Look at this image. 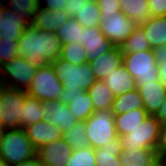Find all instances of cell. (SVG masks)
<instances>
[{
	"label": "cell",
	"instance_id": "37",
	"mask_svg": "<svg viewBox=\"0 0 166 166\" xmlns=\"http://www.w3.org/2000/svg\"><path fill=\"white\" fill-rule=\"evenodd\" d=\"M155 151L158 159L166 164V123L160 126L159 137Z\"/></svg>",
	"mask_w": 166,
	"mask_h": 166
},
{
	"label": "cell",
	"instance_id": "41",
	"mask_svg": "<svg viewBox=\"0 0 166 166\" xmlns=\"http://www.w3.org/2000/svg\"><path fill=\"white\" fill-rule=\"evenodd\" d=\"M92 0H66L67 14L70 18L75 17L77 12L82 9L86 3Z\"/></svg>",
	"mask_w": 166,
	"mask_h": 166
},
{
	"label": "cell",
	"instance_id": "30",
	"mask_svg": "<svg viewBox=\"0 0 166 166\" xmlns=\"http://www.w3.org/2000/svg\"><path fill=\"white\" fill-rule=\"evenodd\" d=\"M120 48L122 54L153 50L141 26L135 28L134 32L123 42Z\"/></svg>",
	"mask_w": 166,
	"mask_h": 166
},
{
	"label": "cell",
	"instance_id": "45",
	"mask_svg": "<svg viewBox=\"0 0 166 166\" xmlns=\"http://www.w3.org/2000/svg\"><path fill=\"white\" fill-rule=\"evenodd\" d=\"M3 131H4V129H0V146H1V140H2Z\"/></svg>",
	"mask_w": 166,
	"mask_h": 166
},
{
	"label": "cell",
	"instance_id": "32",
	"mask_svg": "<svg viewBox=\"0 0 166 166\" xmlns=\"http://www.w3.org/2000/svg\"><path fill=\"white\" fill-rule=\"evenodd\" d=\"M86 133L85 122L78 121L70 130L63 133V137L71 149L75 150L89 146Z\"/></svg>",
	"mask_w": 166,
	"mask_h": 166
},
{
	"label": "cell",
	"instance_id": "25",
	"mask_svg": "<svg viewBox=\"0 0 166 166\" xmlns=\"http://www.w3.org/2000/svg\"><path fill=\"white\" fill-rule=\"evenodd\" d=\"M147 116L148 114L145 109H134L129 112L114 115L117 135L120 137L141 126Z\"/></svg>",
	"mask_w": 166,
	"mask_h": 166
},
{
	"label": "cell",
	"instance_id": "44",
	"mask_svg": "<svg viewBox=\"0 0 166 166\" xmlns=\"http://www.w3.org/2000/svg\"><path fill=\"white\" fill-rule=\"evenodd\" d=\"M152 166H166V164L163 162V161H161V160H158L154 165H152Z\"/></svg>",
	"mask_w": 166,
	"mask_h": 166
},
{
	"label": "cell",
	"instance_id": "9",
	"mask_svg": "<svg viewBox=\"0 0 166 166\" xmlns=\"http://www.w3.org/2000/svg\"><path fill=\"white\" fill-rule=\"evenodd\" d=\"M25 90L0 85V124L2 129L21 128Z\"/></svg>",
	"mask_w": 166,
	"mask_h": 166
},
{
	"label": "cell",
	"instance_id": "4",
	"mask_svg": "<svg viewBox=\"0 0 166 166\" xmlns=\"http://www.w3.org/2000/svg\"><path fill=\"white\" fill-rule=\"evenodd\" d=\"M51 65L63 84V89L87 91L96 81L89 63L74 65L69 61L57 58Z\"/></svg>",
	"mask_w": 166,
	"mask_h": 166
},
{
	"label": "cell",
	"instance_id": "5",
	"mask_svg": "<svg viewBox=\"0 0 166 166\" xmlns=\"http://www.w3.org/2000/svg\"><path fill=\"white\" fill-rule=\"evenodd\" d=\"M63 91V84L54 72L51 63L39 65L27 94L41 102L58 100Z\"/></svg>",
	"mask_w": 166,
	"mask_h": 166
},
{
	"label": "cell",
	"instance_id": "33",
	"mask_svg": "<svg viewBox=\"0 0 166 166\" xmlns=\"http://www.w3.org/2000/svg\"><path fill=\"white\" fill-rule=\"evenodd\" d=\"M86 56V49L81 43L71 42L62 46L59 58L74 65H81L88 63Z\"/></svg>",
	"mask_w": 166,
	"mask_h": 166
},
{
	"label": "cell",
	"instance_id": "22",
	"mask_svg": "<svg viewBox=\"0 0 166 166\" xmlns=\"http://www.w3.org/2000/svg\"><path fill=\"white\" fill-rule=\"evenodd\" d=\"M122 151L119 136L110 140L101 148L95 149L96 166H122L120 161Z\"/></svg>",
	"mask_w": 166,
	"mask_h": 166
},
{
	"label": "cell",
	"instance_id": "40",
	"mask_svg": "<svg viewBox=\"0 0 166 166\" xmlns=\"http://www.w3.org/2000/svg\"><path fill=\"white\" fill-rule=\"evenodd\" d=\"M151 16L166 17V0H148Z\"/></svg>",
	"mask_w": 166,
	"mask_h": 166
},
{
	"label": "cell",
	"instance_id": "13",
	"mask_svg": "<svg viewBox=\"0 0 166 166\" xmlns=\"http://www.w3.org/2000/svg\"><path fill=\"white\" fill-rule=\"evenodd\" d=\"M58 101L67 104L78 121H86L94 113L92 100L85 90L63 89Z\"/></svg>",
	"mask_w": 166,
	"mask_h": 166
},
{
	"label": "cell",
	"instance_id": "21",
	"mask_svg": "<svg viewBox=\"0 0 166 166\" xmlns=\"http://www.w3.org/2000/svg\"><path fill=\"white\" fill-rule=\"evenodd\" d=\"M141 27L152 49L166 45V17L151 16Z\"/></svg>",
	"mask_w": 166,
	"mask_h": 166
},
{
	"label": "cell",
	"instance_id": "31",
	"mask_svg": "<svg viewBox=\"0 0 166 166\" xmlns=\"http://www.w3.org/2000/svg\"><path fill=\"white\" fill-rule=\"evenodd\" d=\"M84 28L99 27L101 13L95 0H92L80 9L74 17Z\"/></svg>",
	"mask_w": 166,
	"mask_h": 166
},
{
	"label": "cell",
	"instance_id": "24",
	"mask_svg": "<svg viewBox=\"0 0 166 166\" xmlns=\"http://www.w3.org/2000/svg\"><path fill=\"white\" fill-rule=\"evenodd\" d=\"M158 160L155 149H123L120 155L122 166H152Z\"/></svg>",
	"mask_w": 166,
	"mask_h": 166
},
{
	"label": "cell",
	"instance_id": "3",
	"mask_svg": "<svg viewBox=\"0 0 166 166\" xmlns=\"http://www.w3.org/2000/svg\"><path fill=\"white\" fill-rule=\"evenodd\" d=\"M37 155V149L27 138L23 128L4 129L0 160L10 166H18Z\"/></svg>",
	"mask_w": 166,
	"mask_h": 166
},
{
	"label": "cell",
	"instance_id": "27",
	"mask_svg": "<svg viewBox=\"0 0 166 166\" xmlns=\"http://www.w3.org/2000/svg\"><path fill=\"white\" fill-rule=\"evenodd\" d=\"M45 120L43 102L27 94L22 106L21 128Z\"/></svg>",
	"mask_w": 166,
	"mask_h": 166
},
{
	"label": "cell",
	"instance_id": "7",
	"mask_svg": "<svg viewBox=\"0 0 166 166\" xmlns=\"http://www.w3.org/2000/svg\"><path fill=\"white\" fill-rule=\"evenodd\" d=\"M37 68L38 65L30 63L26 58L17 56L0 66V85L26 91Z\"/></svg>",
	"mask_w": 166,
	"mask_h": 166
},
{
	"label": "cell",
	"instance_id": "17",
	"mask_svg": "<svg viewBox=\"0 0 166 166\" xmlns=\"http://www.w3.org/2000/svg\"><path fill=\"white\" fill-rule=\"evenodd\" d=\"M96 80H104L111 72L123 64L120 47L114 46L95 60L88 62Z\"/></svg>",
	"mask_w": 166,
	"mask_h": 166
},
{
	"label": "cell",
	"instance_id": "42",
	"mask_svg": "<svg viewBox=\"0 0 166 166\" xmlns=\"http://www.w3.org/2000/svg\"><path fill=\"white\" fill-rule=\"evenodd\" d=\"M154 116L161 125L166 123V98Z\"/></svg>",
	"mask_w": 166,
	"mask_h": 166
},
{
	"label": "cell",
	"instance_id": "26",
	"mask_svg": "<svg viewBox=\"0 0 166 166\" xmlns=\"http://www.w3.org/2000/svg\"><path fill=\"white\" fill-rule=\"evenodd\" d=\"M87 92L92 100L94 111L112 109L115 96L103 80H96Z\"/></svg>",
	"mask_w": 166,
	"mask_h": 166
},
{
	"label": "cell",
	"instance_id": "11",
	"mask_svg": "<svg viewBox=\"0 0 166 166\" xmlns=\"http://www.w3.org/2000/svg\"><path fill=\"white\" fill-rule=\"evenodd\" d=\"M100 31L116 47L134 32L137 25L120 10L110 14H101Z\"/></svg>",
	"mask_w": 166,
	"mask_h": 166
},
{
	"label": "cell",
	"instance_id": "20",
	"mask_svg": "<svg viewBox=\"0 0 166 166\" xmlns=\"http://www.w3.org/2000/svg\"><path fill=\"white\" fill-rule=\"evenodd\" d=\"M114 96H118L137 88L135 79L122 64L111 72L104 80Z\"/></svg>",
	"mask_w": 166,
	"mask_h": 166
},
{
	"label": "cell",
	"instance_id": "8",
	"mask_svg": "<svg viewBox=\"0 0 166 166\" xmlns=\"http://www.w3.org/2000/svg\"><path fill=\"white\" fill-rule=\"evenodd\" d=\"M123 65L136 81V86L159 79L153 50L123 54Z\"/></svg>",
	"mask_w": 166,
	"mask_h": 166
},
{
	"label": "cell",
	"instance_id": "28",
	"mask_svg": "<svg viewBox=\"0 0 166 166\" xmlns=\"http://www.w3.org/2000/svg\"><path fill=\"white\" fill-rule=\"evenodd\" d=\"M134 109H144V102L137 88L115 96L111 109L114 115L129 112Z\"/></svg>",
	"mask_w": 166,
	"mask_h": 166
},
{
	"label": "cell",
	"instance_id": "2",
	"mask_svg": "<svg viewBox=\"0 0 166 166\" xmlns=\"http://www.w3.org/2000/svg\"><path fill=\"white\" fill-rule=\"evenodd\" d=\"M30 24L28 0H0V40L19 41Z\"/></svg>",
	"mask_w": 166,
	"mask_h": 166
},
{
	"label": "cell",
	"instance_id": "23",
	"mask_svg": "<svg viewBox=\"0 0 166 166\" xmlns=\"http://www.w3.org/2000/svg\"><path fill=\"white\" fill-rule=\"evenodd\" d=\"M120 11L137 26L143 25L150 17L148 0H119Z\"/></svg>",
	"mask_w": 166,
	"mask_h": 166
},
{
	"label": "cell",
	"instance_id": "18",
	"mask_svg": "<svg viewBox=\"0 0 166 166\" xmlns=\"http://www.w3.org/2000/svg\"><path fill=\"white\" fill-rule=\"evenodd\" d=\"M148 115H155L166 98V87L160 80L146 82L137 87Z\"/></svg>",
	"mask_w": 166,
	"mask_h": 166
},
{
	"label": "cell",
	"instance_id": "15",
	"mask_svg": "<svg viewBox=\"0 0 166 166\" xmlns=\"http://www.w3.org/2000/svg\"><path fill=\"white\" fill-rule=\"evenodd\" d=\"M45 121L58 127L62 133L70 130L78 120L69 111L68 105L58 100L43 102Z\"/></svg>",
	"mask_w": 166,
	"mask_h": 166
},
{
	"label": "cell",
	"instance_id": "43",
	"mask_svg": "<svg viewBox=\"0 0 166 166\" xmlns=\"http://www.w3.org/2000/svg\"><path fill=\"white\" fill-rule=\"evenodd\" d=\"M18 166H44L39 157L36 155L32 159L26 160Z\"/></svg>",
	"mask_w": 166,
	"mask_h": 166
},
{
	"label": "cell",
	"instance_id": "29",
	"mask_svg": "<svg viewBox=\"0 0 166 166\" xmlns=\"http://www.w3.org/2000/svg\"><path fill=\"white\" fill-rule=\"evenodd\" d=\"M82 32H84V27L74 17H69V19L59 27L56 34L62 46H64L71 42H79L82 44Z\"/></svg>",
	"mask_w": 166,
	"mask_h": 166
},
{
	"label": "cell",
	"instance_id": "6",
	"mask_svg": "<svg viewBox=\"0 0 166 166\" xmlns=\"http://www.w3.org/2000/svg\"><path fill=\"white\" fill-rule=\"evenodd\" d=\"M84 122L88 143L93 149L101 148L118 137L112 110L94 111Z\"/></svg>",
	"mask_w": 166,
	"mask_h": 166
},
{
	"label": "cell",
	"instance_id": "36",
	"mask_svg": "<svg viewBox=\"0 0 166 166\" xmlns=\"http://www.w3.org/2000/svg\"><path fill=\"white\" fill-rule=\"evenodd\" d=\"M161 83L166 87V45L153 49Z\"/></svg>",
	"mask_w": 166,
	"mask_h": 166
},
{
	"label": "cell",
	"instance_id": "16",
	"mask_svg": "<svg viewBox=\"0 0 166 166\" xmlns=\"http://www.w3.org/2000/svg\"><path fill=\"white\" fill-rule=\"evenodd\" d=\"M82 45L86 49L88 62L95 60L114 47L100 31V27L84 28Z\"/></svg>",
	"mask_w": 166,
	"mask_h": 166
},
{
	"label": "cell",
	"instance_id": "10",
	"mask_svg": "<svg viewBox=\"0 0 166 166\" xmlns=\"http://www.w3.org/2000/svg\"><path fill=\"white\" fill-rule=\"evenodd\" d=\"M160 122L154 115H148L141 126H138L128 134L120 136V142L123 149H155L159 131Z\"/></svg>",
	"mask_w": 166,
	"mask_h": 166
},
{
	"label": "cell",
	"instance_id": "12",
	"mask_svg": "<svg viewBox=\"0 0 166 166\" xmlns=\"http://www.w3.org/2000/svg\"><path fill=\"white\" fill-rule=\"evenodd\" d=\"M31 25L39 30L56 33L69 16L65 11H51L45 7H39L33 1H29Z\"/></svg>",
	"mask_w": 166,
	"mask_h": 166
},
{
	"label": "cell",
	"instance_id": "19",
	"mask_svg": "<svg viewBox=\"0 0 166 166\" xmlns=\"http://www.w3.org/2000/svg\"><path fill=\"white\" fill-rule=\"evenodd\" d=\"M24 130L27 138L36 149L63 137V133L58 127L51 125L45 120L31 124L25 127Z\"/></svg>",
	"mask_w": 166,
	"mask_h": 166
},
{
	"label": "cell",
	"instance_id": "46",
	"mask_svg": "<svg viewBox=\"0 0 166 166\" xmlns=\"http://www.w3.org/2000/svg\"><path fill=\"white\" fill-rule=\"evenodd\" d=\"M0 166H10V165L0 160Z\"/></svg>",
	"mask_w": 166,
	"mask_h": 166
},
{
	"label": "cell",
	"instance_id": "1",
	"mask_svg": "<svg viewBox=\"0 0 166 166\" xmlns=\"http://www.w3.org/2000/svg\"><path fill=\"white\" fill-rule=\"evenodd\" d=\"M61 49L62 44L56 33L36 29L31 24L18 41V56L38 66L59 58Z\"/></svg>",
	"mask_w": 166,
	"mask_h": 166
},
{
	"label": "cell",
	"instance_id": "34",
	"mask_svg": "<svg viewBox=\"0 0 166 166\" xmlns=\"http://www.w3.org/2000/svg\"><path fill=\"white\" fill-rule=\"evenodd\" d=\"M66 166H96L95 149L88 146L73 150Z\"/></svg>",
	"mask_w": 166,
	"mask_h": 166
},
{
	"label": "cell",
	"instance_id": "35",
	"mask_svg": "<svg viewBox=\"0 0 166 166\" xmlns=\"http://www.w3.org/2000/svg\"><path fill=\"white\" fill-rule=\"evenodd\" d=\"M18 56V41L0 40V66Z\"/></svg>",
	"mask_w": 166,
	"mask_h": 166
},
{
	"label": "cell",
	"instance_id": "39",
	"mask_svg": "<svg viewBox=\"0 0 166 166\" xmlns=\"http://www.w3.org/2000/svg\"><path fill=\"white\" fill-rule=\"evenodd\" d=\"M101 14H110L120 10L119 0H95Z\"/></svg>",
	"mask_w": 166,
	"mask_h": 166
},
{
	"label": "cell",
	"instance_id": "14",
	"mask_svg": "<svg viewBox=\"0 0 166 166\" xmlns=\"http://www.w3.org/2000/svg\"><path fill=\"white\" fill-rule=\"evenodd\" d=\"M72 152L71 146L62 137L37 149V156L44 166H66Z\"/></svg>",
	"mask_w": 166,
	"mask_h": 166
},
{
	"label": "cell",
	"instance_id": "38",
	"mask_svg": "<svg viewBox=\"0 0 166 166\" xmlns=\"http://www.w3.org/2000/svg\"><path fill=\"white\" fill-rule=\"evenodd\" d=\"M33 2L39 7H45L51 11L67 12L66 0H34Z\"/></svg>",
	"mask_w": 166,
	"mask_h": 166
}]
</instances>
